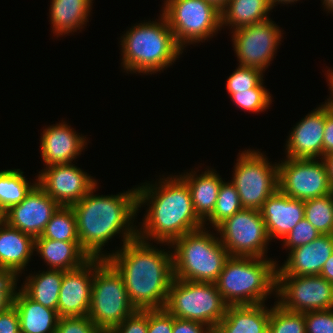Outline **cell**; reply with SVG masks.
Returning <instances> with one entry per match:
<instances>
[{"instance_id":"6da1fadb","label":"cell","mask_w":333,"mask_h":333,"mask_svg":"<svg viewBox=\"0 0 333 333\" xmlns=\"http://www.w3.org/2000/svg\"><path fill=\"white\" fill-rule=\"evenodd\" d=\"M149 243L136 238L106 258L122 276L132 306L141 311L164 308L174 279L172 250Z\"/></svg>"},{"instance_id":"7a4b0ae2","label":"cell","mask_w":333,"mask_h":333,"mask_svg":"<svg viewBox=\"0 0 333 333\" xmlns=\"http://www.w3.org/2000/svg\"><path fill=\"white\" fill-rule=\"evenodd\" d=\"M97 185L71 207L76 216L81 248L90 258L106 259L108 253L103 254V246L116 234L122 232L123 245L138 238V229L133 224L134 216L139 212L137 188L100 196L93 194Z\"/></svg>"},{"instance_id":"3957f363","label":"cell","mask_w":333,"mask_h":333,"mask_svg":"<svg viewBox=\"0 0 333 333\" xmlns=\"http://www.w3.org/2000/svg\"><path fill=\"white\" fill-rule=\"evenodd\" d=\"M160 180L155 185L146 182L136 187L138 210L149 204L138 238L168 245L186 233L206 227L196 215L187 184L178 175Z\"/></svg>"},{"instance_id":"277c9868","label":"cell","mask_w":333,"mask_h":333,"mask_svg":"<svg viewBox=\"0 0 333 333\" xmlns=\"http://www.w3.org/2000/svg\"><path fill=\"white\" fill-rule=\"evenodd\" d=\"M160 15L159 22L144 21L121 37V66L126 72L148 75L163 71L183 53L166 18Z\"/></svg>"},{"instance_id":"5b68a950","label":"cell","mask_w":333,"mask_h":333,"mask_svg":"<svg viewBox=\"0 0 333 333\" xmlns=\"http://www.w3.org/2000/svg\"><path fill=\"white\" fill-rule=\"evenodd\" d=\"M267 259L230 256L215 282L228 306L265 304L276 292L278 264Z\"/></svg>"},{"instance_id":"8992f818","label":"cell","mask_w":333,"mask_h":333,"mask_svg":"<svg viewBox=\"0 0 333 333\" xmlns=\"http://www.w3.org/2000/svg\"><path fill=\"white\" fill-rule=\"evenodd\" d=\"M169 245L175 249L174 278L181 280L215 283L230 258L219 237L205 227L186 233Z\"/></svg>"},{"instance_id":"52a82bcc","label":"cell","mask_w":333,"mask_h":333,"mask_svg":"<svg viewBox=\"0 0 333 333\" xmlns=\"http://www.w3.org/2000/svg\"><path fill=\"white\" fill-rule=\"evenodd\" d=\"M135 311L122 276L106 259L94 258L92 295L87 316L104 333H109Z\"/></svg>"},{"instance_id":"ba28073f","label":"cell","mask_w":333,"mask_h":333,"mask_svg":"<svg viewBox=\"0 0 333 333\" xmlns=\"http://www.w3.org/2000/svg\"><path fill=\"white\" fill-rule=\"evenodd\" d=\"M227 307L215 283L174 278L164 308L176 318L198 321L214 330Z\"/></svg>"},{"instance_id":"9c48e42d","label":"cell","mask_w":333,"mask_h":333,"mask_svg":"<svg viewBox=\"0 0 333 333\" xmlns=\"http://www.w3.org/2000/svg\"><path fill=\"white\" fill-rule=\"evenodd\" d=\"M163 6L162 14L183 50L222 29L221 11L206 0H166Z\"/></svg>"},{"instance_id":"30bf717a","label":"cell","mask_w":333,"mask_h":333,"mask_svg":"<svg viewBox=\"0 0 333 333\" xmlns=\"http://www.w3.org/2000/svg\"><path fill=\"white\" fill-rule=\"evenodd\" d=\"M265 156L249 149L237 158L230 182L236 187L243 208L260 210L279 189L278 163L272 165Z\"/></svg>"},{"instance_id":"8fae6325","label":"cell","mask_w":333,"mask_h":333,"mask_svg":"<svg viewBox=\"0 0 333 333\" xmlns=\"http://www.w3.org/2000/svg\"><path fill=\"white\" fill-rule=\"evenodd\" d=\"M216 230L230 256L264 258L271 241L262 215L255 209H241L220 223Z\"/></svg>"},{"instance_id":"7c38bea8","label":"cell","mask_w":333,"mask_h":333,"mask_svg":"<svg viewBox=\"0 0 333 333\" xmlns=\"http://www.w3.org/2000/svg\"><path fill=\"white\" fill-rule=\"evenodd\" d=\"M278 180L279 190L293 199L305 201L333 192L322 159L281 160L278 163Z\"/></svg>"},{"instance_id":"4fadbf2b","label":"cell","mask_w":333,"mask_h":333,"mask_svg":"<svg viewBox=\"0 0 333 333\" xmlns=\"http://www.w3.org/2000/svg\"><path fill=\"white\" fill-rule=\"evenodd\" d=\"M276 297L280 306L292 312L332 309L333 284L321 275L277 276Z\"/></svg>"},{"instance_id":"5bb4252c","label":"cell","mask_w":333,"mask_h":333,"mask_svg":"<svg viewBox=\"0 0 333 333\" xmlns=\"http://www.w3.org/2000/svg\"><path fill=\"white\" fill-rule=\"evenodd\" d=\"M279 28L274 21L268 19L232 31L239 66L257 68L265 72L280 45L282 31Z\"/></svg>"},{"instance_id":"9a60e30c","label":"cell","mask_w":333,"mask_h":333,"mask_svg":"<svg viewBox=\"0 0 333 333\" xmlns=\"http://www.w3.org/2000/svg\"><path fill=\"white\" fill-rule=\"evenodd\" d=\"M39 173L37 184L60 206L79 202L97 184L73 163L47 166Z\"/></svg>"},{"instance_id":"2e32d148","label":"cell","mask_w":333,"mask_h":333,"mask_svg":"<svg viewBox=\"0 0 333 333\" xmlns=\"http://www.w3.org/2000/svg\"><path fill=\"white\" fill-rule=\"evenodd\" d=\"M60 205L36 184L25 199L3 213V221L34 239L44 232L52 214Z\"/></svg>"},{"instance_id":"e0dca14e","label":"cell","mask_w":333,"mask_h":333,"mask_svg":"<svg viewBox=\"0 0 333 333\" xmlns=\"http://www.w3.org/2000/svg\"><path fill=\"white\" fill-rule=\"evenodd\" d=\"M94 258L64 272L58 300L59 317L87 316L92 295Z\"/></svg>"},{"instance_id":"ac0fdd59","label":"cell","mask_w":333,"mask_h":333,"mask_svg":"<svg viewBox=\"0 0 333 333\" xmlns=\"http://www.w3.org/2000/svg\"><path fill=\"white\" fill-rule=\"evenodd\" d=\"M326 120V103L308 113L292 128L286 143V158L321 159ZM321 157V158H320Z\"/></svg>"},{"instance_id":"d6986e66","label":"cell","mask_w":333,"mask_h":333,"mask_svg":"<svg viewBox=\"0 0 333 333\" xmlns=\"http://www.w3.org/2000/svg\"><path fill=\"white\" fill-rule=\"evenodd\" d=\"M67 123L53 124L41 133V156L46 167L51 165L71 164L77 158L87 140L70 128Z\"/></svg>"},{"instance_id":"ffe728a7","label":"cell","mask_w":333,"mask_h":333,"mask_svg":"<svg viewBox=\"0 0 333 333\" xmlns=\"http://www.w3.org/2000/svg\"><path fill=\"white\" fill-rule=\"evenodd\" d=\"M332 253L333 235L321 234L311 243L290 250L287 261L277 267V276L320 275Z\"/></svg>"},{"instance_id":"44dd1931","label":"cell","mask_w":333,"mask_h":333,"mask_svg":"<svg viewBox=\"0 0 333 333\" xmlns=\"http://www.w3.org/2000/svg\"><path fill=\"white\" fill-rule=\"evenodd\" d=\"M270 240L283 239L305 217L304 201L293 199L279 189L259 210Z\"/></svg>"},{"instance_id":"7402d4cb","label":"cell","mask_w":333,"mask_h":333,"mask_svg":"<svg viewBox=\"0 0 333 333\" xmlns=\"http://www.w3.org/2000/svg\"><path fill=\"white\" fill-rule=\"evenodd\" d=\"M35 251V239L22 231L0 223V271L23 273ZM27 264V265H26Z\"/></svg>"},{"instance_id":"603a6c76","label":"cell","mask_w":333,"mask_h":333,"mask_svg":"<svg viewBox=\"0 0 333 333\" xmlns=\"http://www.w3.org/2000/svg\"><path fill=\"white\" fill-rule=\"evenodd\" d=\"M270 309L264 303L231 305L216 326V333H266Z\"/></svg>"},{"instance_id":"cb8c5ba5","label":"cell","mask_w":333,"mask_h":333,"mask_svg":"<svg viewBox=\"0 0 333 333\" xmlns=\"http://www.w3.org/2000/svg\"><path fill=\"white\" fill-rule=\"evenodd\" d=\"M216 172L211 168V170L207 169L199 176L196 171L179 175L187 184L196 215L204 222V225L206 219L212 215L223 181Z\"/></svg>"},{"instance_id":"d4e9b609","label":"cell","mask_w":333,"mask_h":333,"mask_svg":"<svg viewBox=\"0 0 333 333\" xmlns=\"http://www.w3.org/2000/svg\"><path fill=\"white\" fill-rule=\"evenodd\" d=\"M13 305L19 315L20 333H56V310L33 301L21 289L16 291Z\"/></svg>"},{"instance_id":"484cf974","label":"cell","mask_w":333,"mask_h":333,"mask_svg":"<svg viewBox=\"0 0 333 333\" xmlns=\"http://www.w3.org/2000/svg\"><path fill=\"white\" fill-rule=\"evenodd\" d=\"M35 251L53 270H73L86 263L90 256L81 248L80 242L51 239H35Z\"/></svg>"},{"instance_id":"4316f807","label":"cell","mask_w":333,"mask_h":333,"mask_svg":"<svg viewBox=\"0 0 333 333\" xmlns=\"http://www.w3.org/2000/svg\"><path fill=\"white\" fill-rule=\"evenodd\" d=\"M50 20L55 35L63 36L84 28L93 0H51ZM86 22V23H85Z\"/></svg>"},{"instance_id":"83f0119b","label":"cell","mask_w":333,"mask_h":333,"mask_svg":"<svg viewBox=\"0 0 333 333\" xmlns=\"http://www.w3.org/2000/svg\"><path fill=\"white\" fill-rule=\"evenodd\" d=\"M273 9L269 0H229L221 10V26H231L233 30L260 23L269 19Z\"/></svg>"},{"instance_id":"f1b7e54d","label":"cell","mask_w":333,"mask_h":333,"mask_svg":"<svg viewBox=\"0 0 333 333\" xmlns=\"http://www.w3.org/2000/svg\"><path fill=\"white\" fill-rule=\"evenodd\" d=\"M63 270H47L26 277L21 290L33 301L58 313V300L64 275Z\"/></svg>"},{"instance_id":"f546056e","label":"cell","mask_w":333,"mask_h":333,"mask_svg":"<svg viewBox=\"0 0 333 333\" xmlns=\"http://www.w3.org/2000/svg\"><path fill=\"white\" fill-rule=\"evenodd\" d=\"M33 183L27 181L20 169L0 171V213L3 214L11 206L22 202L37 184Z\"/></svg>"},{"instance_id":"4dcf8cb0","label":"cell","mask_w":333,"mask_h":333,"mask_svg":"<svg viewBox=\"0 0 333 333\" xmlns=\"http://www.w3.org/2000/svg\"><path fill=\"white\" fill-rule=\"evenodd\" d=\"M35 239L79 242L76 216L71 206H59L52 214L44 232Z\"/></svg>"},{"instance_id":"1f68e13d","label":"cell","mask_w":333,"mask_h":333,"mask_svg":"<svg viewBox=\"0 0 333 333\" xmlns=\"http://www.w3.org/2000/svg\"><path fill=\"white\" fill-rule=\"evenodd\" d=\"M304 214L321 234H333V192L305 200Z\"/></svg>"},{"instance_id":"d6a6232c","label":"cell","mask_w":333,"mask_h":333,"mask_svg":"<svg viewBox=\"0 0 333 333\" xmlns=\"http://www.w3.org/2000/svg\"><path fill=\"white\" fill-rule=\"evenodd\" d=\"M243 209L236 187L231 182L222 181L212 215L206 220L214 229L227 218Z\"/></svg>"},{"instance_id":"836d02e7","label":"cell","mask_w":333,"mask_h":333,"mask_svg":"<svg viewBox=\"0 0 333 333\" xmlns=\"http://www.w3.org/2000/svg\"><path fill=\"white\" fill-rule=\"evenodd\" d=\"M269 333H306L304 314L285 310L277 302L270 307Z\"/></svg>"},{"instance_id":"e575fe53","label":"cell","mask_w":333,"mask_h":333,"mask_svg":"<svg viewBox=\"0 0 333 333\" xmlns=\"http://www.w3.org/2000/svg\"><path fill=\"white\" fill-rule=\"evenodd\" d=\"M263 80L252 89L243 92L229 93L238 108L249 112H263L271 105L270 92L263 86Z\"/></svg>"},{"instance_id":"d590c367","label":"cell","mask_w":333,"mask_h":333,"mask_svg":"<svg viewBox=\"0 0 333 333\" xmlns=\"http://www.w3.org/2000/svg\"><path fill=\"white\" fill-rule=\"evenodd\" d=\"M263 73L257 68L238 66L227 79L226 89L237 93L255 88L263 80Z\"/></svg>"},{"instance_id":"8d00e7d4","label":"cell","mask_w":333,"mask_h":333,"mask_svg":"<svg viewBox=\"0 0 333 333\" xmlns=\"http://www.w3.org/2000/svg\"><path fill=\"white\" fill-rule=\"evenodd\" d=\"M320 235L321 233L304 217L282 239V242L288 250H292L298 246L311 243Z\"/></svg>"},{"instance_id":"74e56055","label":"cell","mask_w":333,"mask_h":333,"mask_svg":"<svg viewBox=\"0 0 333 333\" xmlns=\"http://www.w3.org/2000/svg\"><path fill=\"white\" fill-rule=\"evenodd\" d=\"M303 314L306 333H333V308Z\"/></svg>"},{"instance_id":"f35d334b","label":"cell","mask_w":333,"mask_h":333,"mask_svg":"<svg viewBox=\"0 0 333 333\" xmlns=\"http://www.w3.org/2000/svg\"><path fill=\"white\" fill-rule=\"evenodd\" d=\"M56 333H104L88 316L59 317Z\"/></svg>"},{"instance_id":"ab89813d","label":"cell","mask_w":333,"mask_h":333,"mask_svg":"<svg viewBox=\"0 0 333 333\" xmlns=\"http://www.w3.org/2000/svg\"><path fill=\"white\" fill-rule=\"evenodd\" d=\"M148 310H136L109 333H147Z\"/></svg>"},{"instance_id":"60d3db41","label":"cell","mask_w":333,"mask_h":333,"mask_svg":"<svg viewBox=\"0 0 333 333\" xmlns=\"http://www.w3.org/2000/svg\"><path fill=\"white\" fill-rule=\"evenodd\" d=\"M18 276L7 271H0V313L10 308L14 303Z\"/></svg>"},{"instance_id":"b9f144b4","label":"cell","mask_w":333,"mask_h":333,"mask_svg":"<svg viewBox=\"0 0 333 333\" xmlns=\"http://www.w3.org/2000/svg\"><path fill=\"white\" fill-rule=\"evenodd\" d=\"M173 315L165 308L148 310L147 333H172Z\"/></svg>"},{"instance_id":"7bdbcfd3","label":"cell","mask_w":333,"mask_h":333,"mask_svg":"<svg viewBox=\"0 0 333 333\" xmlns=\"http://www.w3.org/2000/svg\"><path fill=\"white\" fill-rule=\"evenodd\" d=\"M0 333H20L19 315L14 305L0 313Z\"/></svg>"},{"instance_id":"ee69618b","label":"cell","mask_w":333,"mask_h":333,"mask_svg":"<svg viewBox=\"0 0 333 333\" xmlns=\"http://www.w3.org/2000/svg\"><path fill=\"white\" fill-rule=\"evenodd\" d=\"M211 330L212 329L204 323L180 319L173 316L172 333H209Z\"/></svg>"},{"instance_id":"f6af8a7d","label":"cell","mask_w":333,"mask_h":333,"mask_svg":"<svg viewBox=\"0 0 333 333\" xmlns=\"http://www.w3.org/2000/svg\"><path fill=\"white\" fill-rule=\"evenodd\" d=\"M333 153V111L326 104V120L323 138V156Z\"/></svg>"},{"instance_id":"bcb514c9","label":"cell","mask_w":333,"mask_h":333,"mask_svg":"<svg viewBox=\"0 0 333 333\" xmlns=\"http://www.w3.org/2000/svg\"><path fill=\"white\" fill-rule=\"evenodd\" d=\"M320 275L333 284V253L324 264Z\"/></svg>"},{"instance_id":"7dc6e473","label":"cell","mask_w":333,"mask_h":333,"mask_svg":"<svg viewBox=\"0 0 333 333\" xmlns=\"http://www.w3.org/2000/svg\"><path fill=\"white\" fill-rule=\"evenodd\" d=\"M321 159L325 164L329 182L333 187V153L327 154L323 156Z\"/></svg>"},{"instance_id":"c3c4849f","label":"cell","mask_w":333,"mask_h":333,"mask_svg":"<svg viewBox=\"0 0 333 333\" xmlns=\"http://www.w3.org/2000/svg\"><path fill=\"white\" fill-rule=\"evenodd\" d=\"M329 72V73H328ZM327 77H328V85H330L329 86V90H331V92H330V96L331 97H329V99H327V101L325 102L329 107H330V109L333 111V70H327ZM332 94V95H331Z\"/></svg>"},{"instance_id":"681fc988","label":"cell","mask_w":333,"mask_h":333,"mask_svg":"<svg viewBox=\"0 0 333 333\" xmlns=\"http://www.w3.org/2000/svg\"><path fill=\"white\" fill-rule=\"evenodd\" d=\"M207 2L213 4L218 10H222L229 0H206Z\"/></svg>"},{"instance_id":"f907efd6","label":"cell","mask_w":333,"mask_h":333,"mask_svg":"<svg viewBox=\"0 0 333 333\" xmlns=\"http://www.w3.org/2000/svg\"><path fill=\"white\" fill-rule=\"evenodd\" d=\"M323 1V5L325 6L326 10L328 12H333V0H322Z\"/></svg>"},{"instance_id":"816d5d0a","label":"cell","mask_w":333,"mask_h":333,"mask_svg":"<svg viewBox=\"0 0 333 333\" xmlns=\"http://www.w3.org/2000/svg\"><path fill=\"white\" fill-rule=\"evenodd\" d=\"M274 8V6L278 3H281V4H289V3H294V2H297L298 0H269ZM277 2V3H276Z\"/></svg>"},{"instance_id":"f5cc1de1","label":"cell","mask_w":333,"mask_h":333,"mask_svg":"<svg viewBox=\"0 0 333 333\" xmlns=\"http://www.w3.org/2000/svg\"><path fill=\"white\" fill-rule=\"evenodd\" d=\"M2 220H3V214L0 213V223L2 222Z\"/></svg>"}]
</instances>
